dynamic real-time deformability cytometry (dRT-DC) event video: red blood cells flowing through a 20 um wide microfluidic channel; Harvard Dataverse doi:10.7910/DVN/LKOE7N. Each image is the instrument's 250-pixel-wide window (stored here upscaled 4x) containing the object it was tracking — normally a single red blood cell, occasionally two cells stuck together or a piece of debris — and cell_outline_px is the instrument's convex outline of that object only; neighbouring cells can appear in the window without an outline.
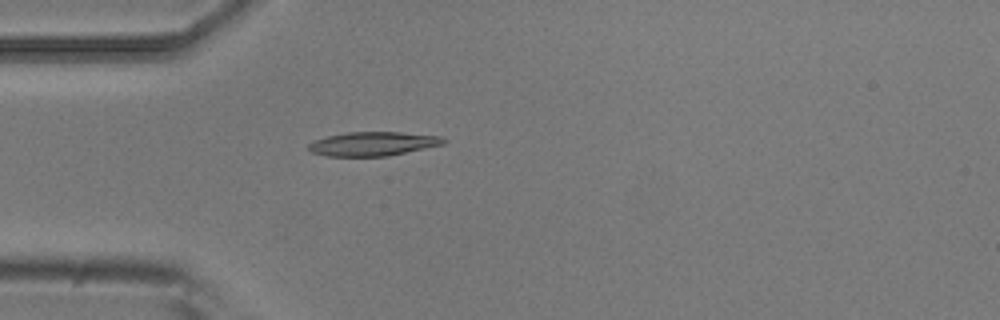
{"species": "common noctule bat (a hibernating species)", "species_latin": "Nyctalus noctula", "temperature_condition": "room temperature", "stored_images_in_passage": 5, "camera_frame_rate_fps": 3000, "um_per_image_px": 0.085, "animal": {"sex": "male", "body_mass_g": 20.5, "forearm_length_mm": 52.5}, "frame": {"image": 1, "passage_image": 5, "time_ms": 1.333, "image_size_px": [1000, 320], "cell_outline_px": [[448, 140], [444, 144], [388, 156], [328, 156], [312, 152], [308, 148], [308, 144], [312, 140], [328, 136], [348, 132], [400, 132], [440, 136]], "centroid_in_image_um": [31.7, 12.22], "position_along_channel_um": 53.3, "area_um2": 18.84}}